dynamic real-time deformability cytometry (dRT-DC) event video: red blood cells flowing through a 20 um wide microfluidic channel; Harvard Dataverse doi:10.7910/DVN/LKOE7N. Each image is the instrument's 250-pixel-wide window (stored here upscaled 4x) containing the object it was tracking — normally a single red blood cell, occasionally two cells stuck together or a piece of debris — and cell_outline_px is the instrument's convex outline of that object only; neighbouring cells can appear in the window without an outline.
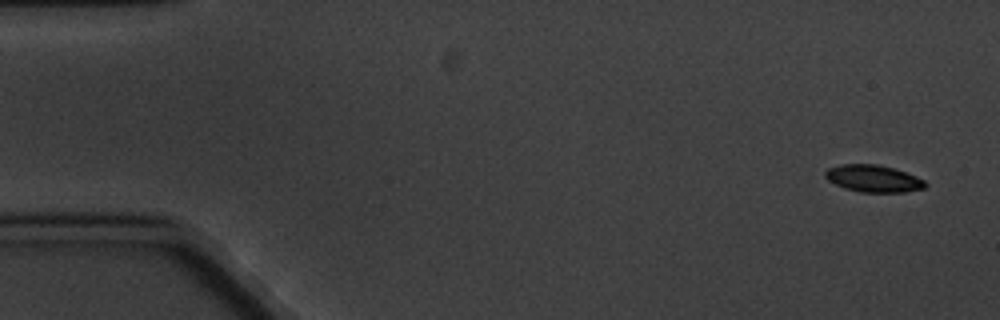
{"species": "common noctule bat (a hibernating species)", "species_latin": "Nyctalus noctula", "temperature_condition": "cold", "stored_images_in_passage": 9, "camera_frame_rate_fps": 3000, "um_per_image_px": 0.085, "animal": {"sex": "male", "body_mass_g": 20.1, "forearm_length_mm": 53.5}, "frame": {"image": 1, "passage_image": 1, "time_ms": 0.0, "image_size_px": [1000, 320], "cell_outline_px": [[928, 184], [924, 188], [904, 192], [860, 192], [844, 188], [828, 180], [824, 176], [824, 172], [828, 168], [840, 164], [876, 164], [892, 168], [916, 176], [924, 180]], "centroid_in_image_um": [74.21, 15.18], "position_along_channel_um": 10.8, "area_um2": 15.72}}